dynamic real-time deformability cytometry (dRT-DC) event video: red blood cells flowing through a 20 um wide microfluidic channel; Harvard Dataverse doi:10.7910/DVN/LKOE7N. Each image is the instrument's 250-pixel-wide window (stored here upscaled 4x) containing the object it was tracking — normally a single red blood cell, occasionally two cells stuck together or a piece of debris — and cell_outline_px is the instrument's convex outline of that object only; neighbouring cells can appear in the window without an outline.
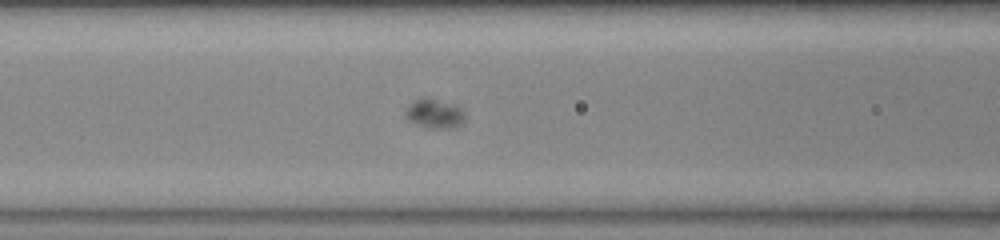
{"species": "common noctule bat (a hibernating species)", "species_latin": "Nyctalus noctula", "temperature_condition": "warm", "stored_images_in_passage": 61, "camera_frame_rate_fps": 3000, "um_per_image_px": 0.085, "animal": {"sex": "female", "body_mass_g": 23.0, "forearm_length_mm": 53.4}, "frame": {"image": 1, "passage_image": 26, "time_ms": 8.333, "image_size_px": [1000, 240], "cell_outline_px": [[464, 120], [460, 124], [452, 128], [428, 128], [408, 120], [404, 116], [404, 112], [420, 96], [424, 96], [452, 104], [460, 108], [464, 112]], "centroid_in_image_um": [36.92, 9.65], "position_along_channel_um": 129.7, "area_um2": 10.0}}